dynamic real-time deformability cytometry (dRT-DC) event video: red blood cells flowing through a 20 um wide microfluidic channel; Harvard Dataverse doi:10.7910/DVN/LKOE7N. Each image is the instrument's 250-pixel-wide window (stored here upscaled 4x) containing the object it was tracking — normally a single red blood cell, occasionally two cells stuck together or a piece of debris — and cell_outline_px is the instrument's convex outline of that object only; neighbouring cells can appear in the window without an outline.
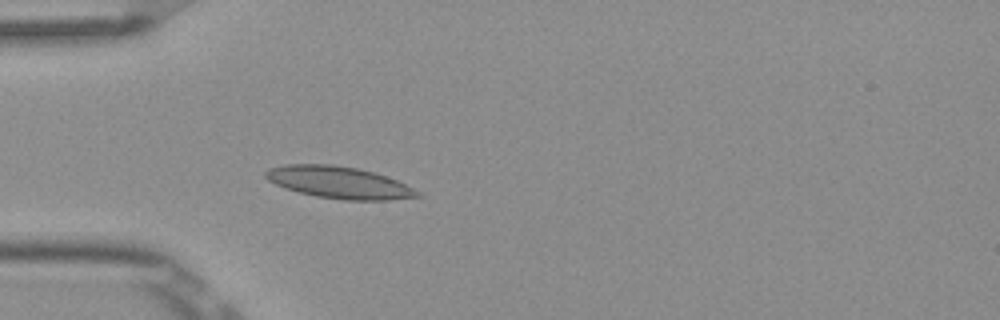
{"species": "Egyptian fruit bat (a non-hibernating species)", "species_latin": "Rousettus aegyptiacus", "temperature_condition": "room temperature", "stored_images_in_passage": 4, "camera_frame_rate_fps": 3000, "um_per_image_px": 0.085, "frame": {"image": 1, "passage_image": 4, "time_ms": 1.0, "image_size_px": [1000, 320], "cell_outline_px": [[420, 196], [388, 200], [344, 200], [316, 196], [284, 188], [268, 180], [264, 176], [264, 172], [268, 168], [284, 164], [332, 164], [356, 168], [372, 172], [396, 180], [420, 192]], "centroid_in_image_um": [28.75, 15.5], "position_along_channel_um": 56.2, "area_um2": 28.03}}